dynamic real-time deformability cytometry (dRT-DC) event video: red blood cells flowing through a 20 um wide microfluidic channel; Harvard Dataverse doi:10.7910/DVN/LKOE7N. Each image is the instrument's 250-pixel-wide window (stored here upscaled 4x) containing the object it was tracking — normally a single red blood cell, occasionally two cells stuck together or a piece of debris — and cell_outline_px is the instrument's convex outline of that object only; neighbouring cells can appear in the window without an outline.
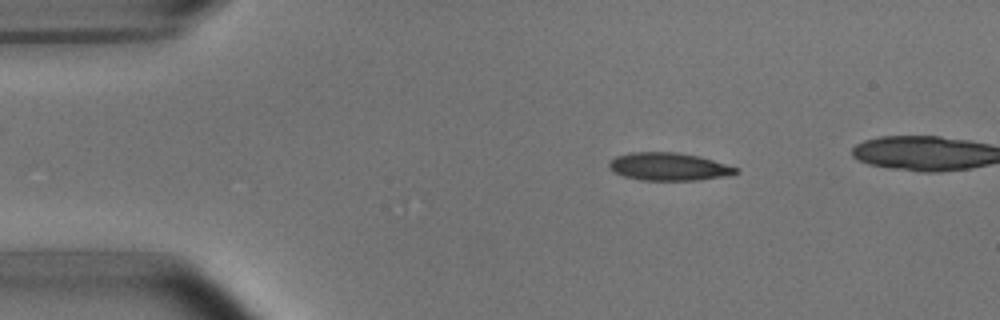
{"species": "common noctule bat (a hibernating species)", "species_latin": "Nyctalus noctula", "temperature_condition": "room temperature", "stored_images_in_passage": 5, "camera_frame_rate_fps": 3000, "um_per_image_px": 0.085, "animal": {"sex": "male", "body_mass_g": 15.6}, "frame": {"image": 1, "passage_image": 2, "time_ms": 1.333, "image_size_px": [1000, 320], "cell_outline_px": [[740, 172], [728, 176], [696, 180], [644, 180], [624, 176], [616, 172], [608, 164], [616, 156], [628, 152], [676, 152], [700, 156], [740, 168]], "centroid_in_image_um": [56.92, 14.16], "position_along_channel_um": 28.1, "area_um2": 20.52}}